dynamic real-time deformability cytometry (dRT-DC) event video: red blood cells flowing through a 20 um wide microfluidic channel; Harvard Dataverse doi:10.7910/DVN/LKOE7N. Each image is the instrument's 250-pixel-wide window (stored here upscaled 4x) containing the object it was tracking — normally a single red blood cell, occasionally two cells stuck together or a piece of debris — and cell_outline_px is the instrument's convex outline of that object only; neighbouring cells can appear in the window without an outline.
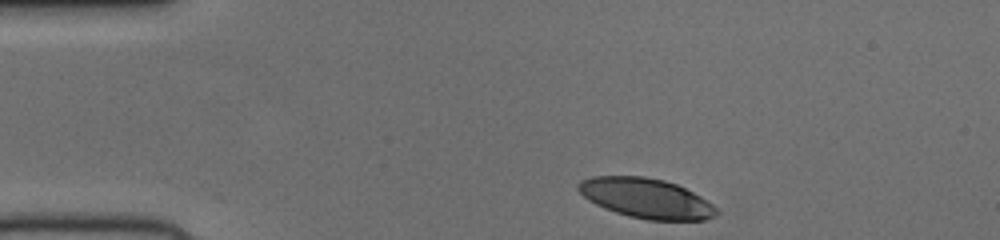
{"species": "human", "species_latin": "Homo sapiens", "temperature_condition": "cold", "stored_images_in_passage": 35, "camera_frame_rate_fps": 3000, "um_per_image_px": 0.085, "donor": {"sex": "female"}, "frame": {"image": 1, "passage_image": 1, "time_ms": 0.0, "image_size_px": [1000, 240], "cell_outline_px": [[720, 212], [716, 216], [704, 220], [648, 220], [628, 216], [604, 208], [588, 200], [576, 188], [576, 184], [580, 180], [592, 176], [644, 176], [664, 180], [676, 184], [700, 196], [712, 204]], "centroid_in_image_um": [54.91, 16.85], "position_along_channel_um": 30.1, "area_um2": 32.14}}
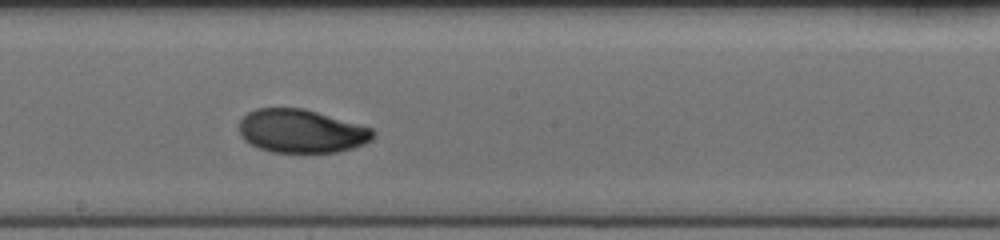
{"frame": {"image": 2, "passage_image": 20, "time_ms": 6.333, "image_size_px": [1000, 240], "cell_outline_px": [[376, 132], [372, 140], [364, 144], [340, 152], [272, 152], [260, 148], [244, 140], [240, 136], [240, 120], [248, 112], [256, 108], [304, 108], [372, 128]], "centroid_in_image_um": [25.63, 11.14], "position_along_channel_um": 222.6, "area_um2": 33.87}}
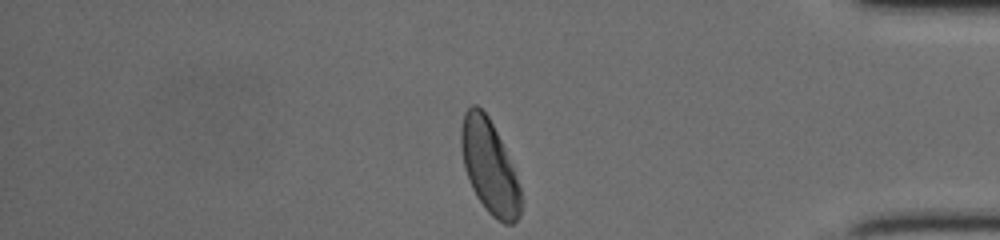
{"frame": {"image": 3, "passage_image": 35, "time_ms": 11.333, "image_size_px": [1000, 240], "cell_outline_px": [[520, 216], [512, 224], [504, 224], [496, 220], [484, 208], [476, 196], [468, 180], [464, 168], [460, 148], [460, 128], [464, 112], [472, 104], [476, 104], [488, 116], [504, 148], [520, 188]], "centroid_in_image_um": [41.55, 14.18], "position_along_channel_um": 393.7, "area_um2": 32.25}}